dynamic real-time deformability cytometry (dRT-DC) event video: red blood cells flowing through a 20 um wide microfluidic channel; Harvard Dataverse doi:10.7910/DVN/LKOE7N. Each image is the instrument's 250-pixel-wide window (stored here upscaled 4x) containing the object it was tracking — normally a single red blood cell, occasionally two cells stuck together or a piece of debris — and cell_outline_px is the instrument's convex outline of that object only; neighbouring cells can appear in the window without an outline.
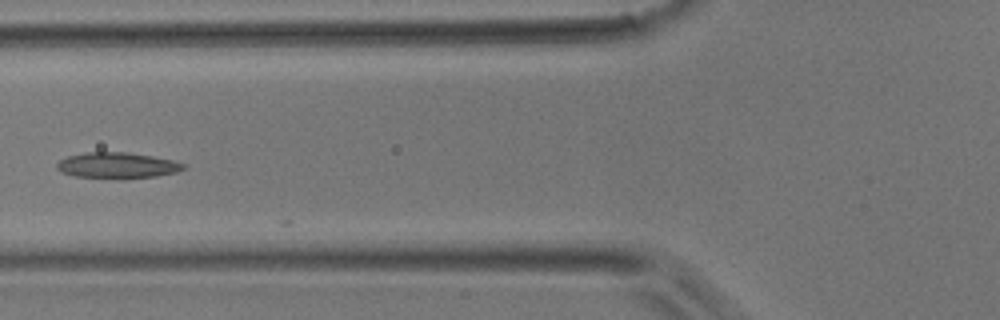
{"species": "common noctule bat (a hibernating species)", "species_latin": "Nyctalus noctula", "temperature_condition": "room temperature", "stored_images_in_passage": 4, "camera_frame_rate_fps": 3000, "um_per_image_px": 0.085, "animal": {"sex": "male", "body_mass_g": 17.9}, "frame": {"image": 1, "passage_image": 4, "time_ms": 1.0, "image_size_px": [1000, 320], "cell_outline_px": [[188, 168], [176, 172], [156, 176], [76, 176], [60, 172], [56, 168], [56, 164], [60, 160], [68, 156], [88, 152], [128, 152], [152, 156], [172, 160], [188, 164]], "centroid_in_image_um": [10.0, 14.01], "position_along_channel_um": 115.8, "area_um2": 18.38}}